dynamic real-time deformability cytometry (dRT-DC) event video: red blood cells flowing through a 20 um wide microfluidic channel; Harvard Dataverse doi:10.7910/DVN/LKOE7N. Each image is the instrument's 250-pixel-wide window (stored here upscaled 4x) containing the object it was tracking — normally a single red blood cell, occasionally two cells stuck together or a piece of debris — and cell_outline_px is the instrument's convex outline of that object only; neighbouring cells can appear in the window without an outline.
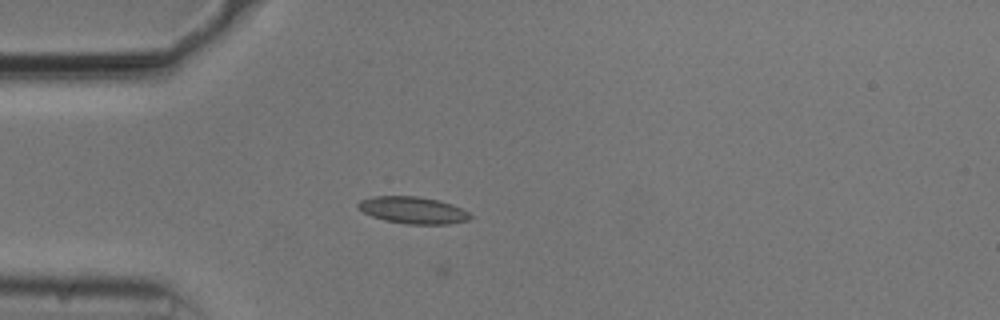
{"species": "common noctule bat (a hibernating species)", "species_latin": "Nyctalus noctula", "temperature_condition": "cold", "stored_images_in_passage": 33, "camera_frame_rate_fps": 3000, "um_per_image_px": 0.085, "animal": {"sex": "male", "body_mass_g": 20.5, "forearm_length_mm": 52.5}, "frame": {"image": 1, "passage_image": 1, "time_ms": 0.0, "image_size_px": [1000, 320], "cell_outline_px": [[472, 216], [468, 220], [448, 224], [408, 224], [384, 220], [372, 216], [364, 212], [356, 204], [360, 200], [372, 196], [416, 196], [440, 200], [452, 204], [468, 212]], "centroid_in_image_um": [35.1, 17.86], "position_along_channel_um": 49.9, "area_um2": 17.51}}
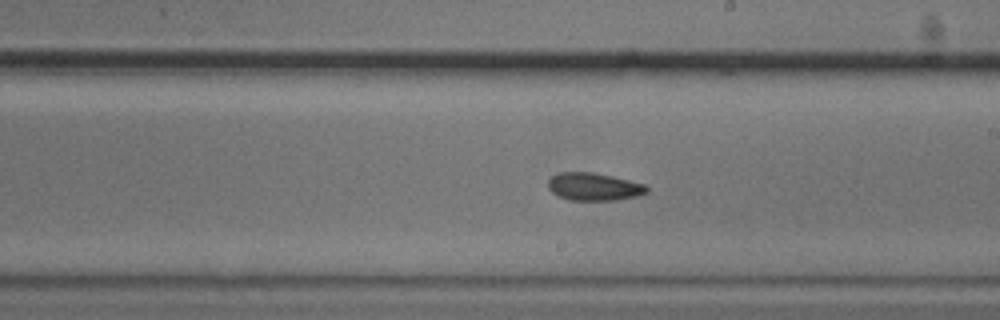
{"frame": {"image": 2, "passage_image": 17, "time_ms": 5.333, "image_size_px": [1000, 320], "cell_outline_px": [[648, 192], [636, 196], [616, 200], [568, 200], [552, 192], [548, 188], [548, 180], [552, 176], [560, 172], [592, 172], [612, 176], [644, 184], [648, 188]], "centroid_in_image_um": [50.46, 15.87], "position_along_channel_um": 238.5, "area_um2": 15.84}}
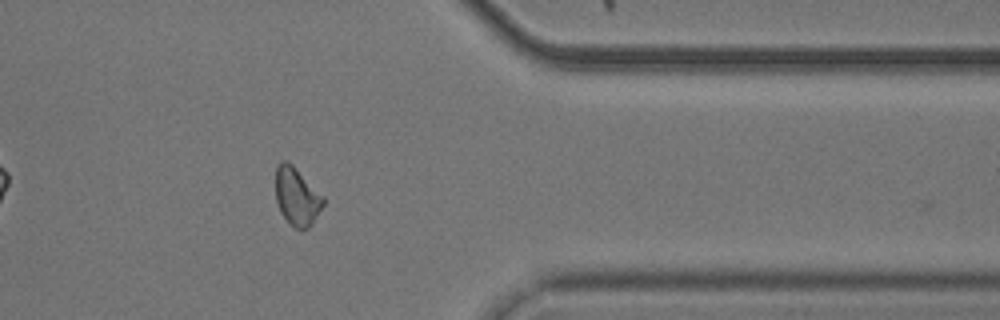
{"frame": {"image": 3, "passage_image": 30, "time_ms": 9.667, "image_size_px": [1000, 320], "cell_outline_px": [[324, 204], [312, 224], [308, 228], [296, 228], [280, 212], [276, 200], [276, 168], [280, 160], [284, 160], [292, 164], [324, 196]], "centroid_in_image_um": [25.24, 16.67], "position_along_channel_um": 386.2, "area_um2": 15.9}, "authors_computed_cell_mechanics": {"area_um2": 15.9528, "velocity_mm_per_s": 3.7358, "shape_relaxation_time_tau1_ms": null, "shape_relaxation_time_tau2_ms": 3.8297, "deformation_change_tau1": null, "deformation_change_tau2": 0.0682}}